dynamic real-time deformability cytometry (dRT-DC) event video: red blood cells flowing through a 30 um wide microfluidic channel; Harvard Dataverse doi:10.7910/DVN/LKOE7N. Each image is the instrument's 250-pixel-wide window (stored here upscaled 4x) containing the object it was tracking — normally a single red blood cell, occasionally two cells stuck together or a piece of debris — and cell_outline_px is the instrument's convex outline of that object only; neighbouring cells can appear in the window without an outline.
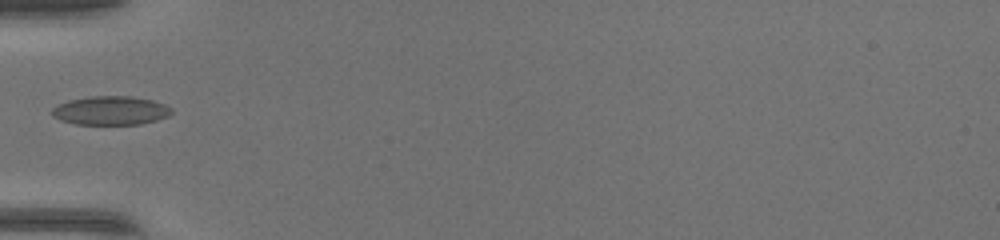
{"species": "common noctule bat (a hibernating species)", "species_latin": "Nyctalus noctula", "temperature_condition": "warm", "stored_images_in_passage": 11, "camera_frame_rate_fps": 3000, "um_per_image_px": 0.085, "animal": {"sex": "female", "body_mass_g": 17.0, "forearm_length_mm": 48.0}, "frame": {"image": 1, "passage_image": 1, "time_ms": 0.0, "image_size_px": [1000, 240], "cell_outline_px": [[172, 112], [168, 116], [156, 120], [140, 124], [76, 124], [60, 120], [52, 116], [52, 108], [68, 100], [92, 96], [132, 96], [152, 100], [164, 104], [172, 108]], "centroid_in_image_um": [9.41, 9.39], "position_along_channel_um": 75.6, "area_um2": 20.0}}
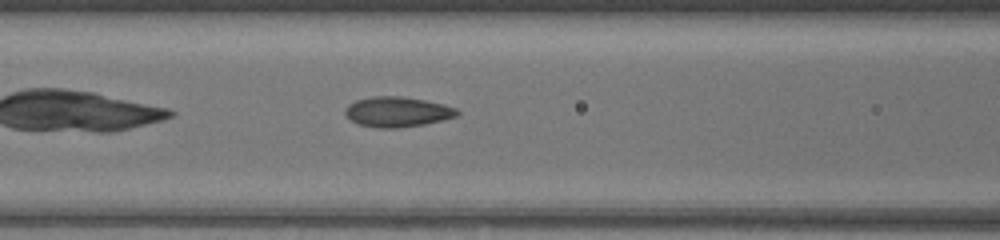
{"frame": {"image": 2, "passage_image": 5, "time_ms": 1.333, "image_size_px": [1000, 240], "cell_outline_px": [[460, 112], [456, 116], [424, 124], [396, 128], [380, 128], [356, 124], [344, 112], [344, 108], [348, 104], [356, 100], [372, 96], [404, 96], [444, 104], [456, 108]], "centroid_in_image_um": [33.74, 9.5], "position_along_channel_um": 132.9, "area_um2": 19.65}}
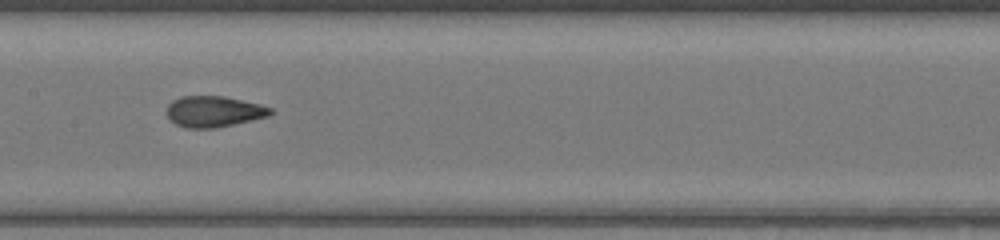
{"frame": {"image": 3, "passage_image": 9, "time_ms": 2.667, "image_size_px": [1000, 240], "cell_outline_px": [[272, 112], [268, 116], [216, 128], [184, 128], [176, 124], [168, 116], [168, 104], [172, 100], [180, 96], [224, 96], [260, 104], [272, 108]], "centroid_in_image_um": [18.16, 9.47], "position_along_channel_um": 189.2, "area_um2": 18.61}}